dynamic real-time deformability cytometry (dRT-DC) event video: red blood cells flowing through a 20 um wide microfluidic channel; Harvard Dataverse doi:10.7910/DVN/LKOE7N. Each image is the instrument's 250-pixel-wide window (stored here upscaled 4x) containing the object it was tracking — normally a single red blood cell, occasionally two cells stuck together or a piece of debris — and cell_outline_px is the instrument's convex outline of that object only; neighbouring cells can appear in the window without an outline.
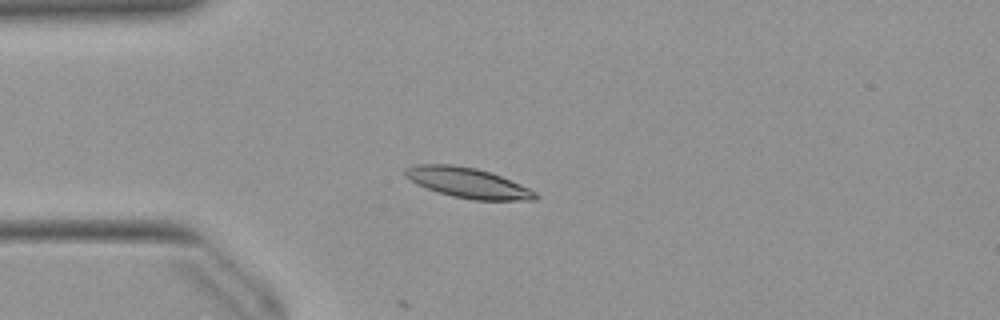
{"species": "Egyptian fruit bat (a non-hibernating species)", "species_latin": "Rousettus aegyptiacus", "temperature_condition": "warm", "stored_images_in_passage": 19, "camera_frame_rate_fps": 3000, "um_per_image_px": 0.085, "animal": {"sex": "female"}, "frame": {"image": 1, "passage_image": 13, "time_ms": 4.0, "image_size_px": [1000, 320], "cell_outline_px": [[540, 196], [536, 200], [472, 200], [452, 196], [416, 184], [404, 176], [404, 168], [416, 164], [452, 164], [476, 168], [492, 172], [520, 184], [536, 192]], "centroid_in_image_um": [39.77, 15.53], "position_along_channel_um": 45.2, "area_um2": 23.0}}
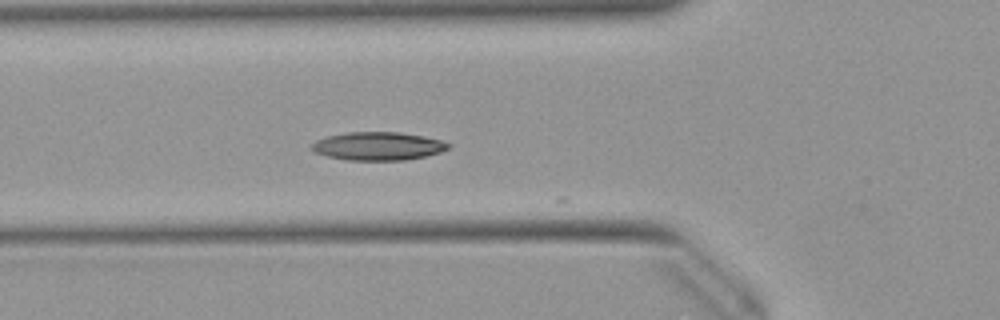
{"frame": {"image": 2, "passage_image": 18, "time_ms": 5.667, "image_size_px": [1000, 320], "cell_outline_px": [[452, 144], [448, 148], [440, 152], [424, 156], [404, 160], [348, 160], [328, 156], [316, 152], [308, 148], [316, 140], [328, 136], [348, 132], [400, 132], [424, 136], [440, 140]], "centroid_in_image_um": [32.13, 12.41], "position_along_channel_um": 93.7, "area_um2": 22.37}}